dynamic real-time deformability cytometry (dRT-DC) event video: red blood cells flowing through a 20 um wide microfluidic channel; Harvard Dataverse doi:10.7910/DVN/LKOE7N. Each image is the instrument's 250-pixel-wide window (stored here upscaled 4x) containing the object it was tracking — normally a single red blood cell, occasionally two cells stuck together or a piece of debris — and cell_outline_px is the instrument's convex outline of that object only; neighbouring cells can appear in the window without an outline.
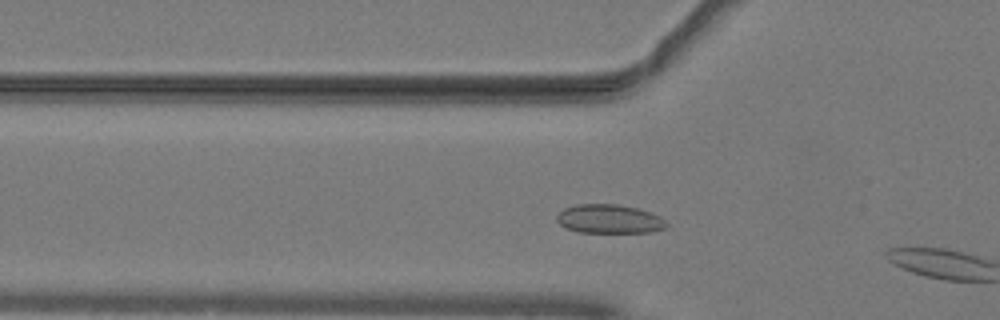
{"species": "common noctule bat (a hibernating species)", "species_latin": "Nyctalus noctula", "temperature_condition": "warm", "stored_images_in_passage": 7, "camera_frame_rate_fps": 3000, "um_per_image_px": 0.085, "animal": {"sex": "male", "body_mass_g": 19.2, "forearm_length_mm": 51.8}, "frame": {"image": 1, "passage_image": 2, "time_ms": 0.333, "image_size_px": [1000, 320], "cell_outline_px": [[668, 224], [664, 228], [652, 232], [580, 232], [568, 228], [560, 224], [556, 220], [556, 216], [564, 208], [576, 204], [616, 204], [636, 208], [660, 216]], "centroid_in_image_um": [51.78, 18.61], "position_along_channel_um": 74.0, "area_um2": 18.26}}
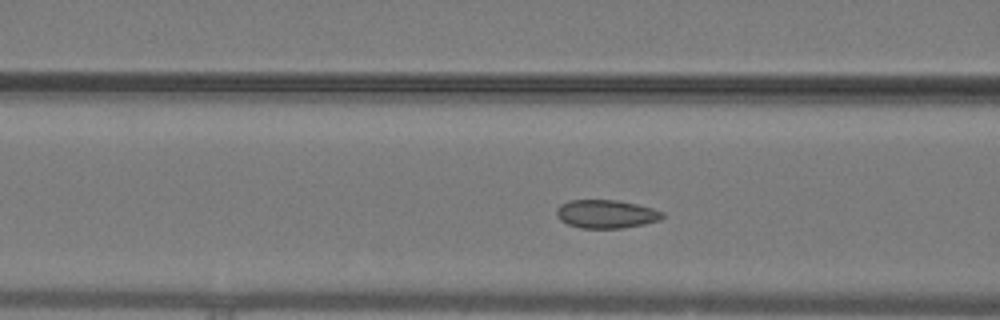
{"frame": {"image": 2, "passage_image": 5, "time_ms": 1.333, "image_size_px": [1000, 320], "cell_outline_px": [[664, 216], [660, 220], [644, 224], [620, 228], [580, 228], [568, 224], [560, 220], [556, 216], [556, 208], [560, 204], [568, 200], [616, 200], [636, 204], [652, 208], [664, 212]], "centroid_in_image_um": [51.5, 18.19], "position_along_channel_um": 115.1, "area_um2": 17.57}}